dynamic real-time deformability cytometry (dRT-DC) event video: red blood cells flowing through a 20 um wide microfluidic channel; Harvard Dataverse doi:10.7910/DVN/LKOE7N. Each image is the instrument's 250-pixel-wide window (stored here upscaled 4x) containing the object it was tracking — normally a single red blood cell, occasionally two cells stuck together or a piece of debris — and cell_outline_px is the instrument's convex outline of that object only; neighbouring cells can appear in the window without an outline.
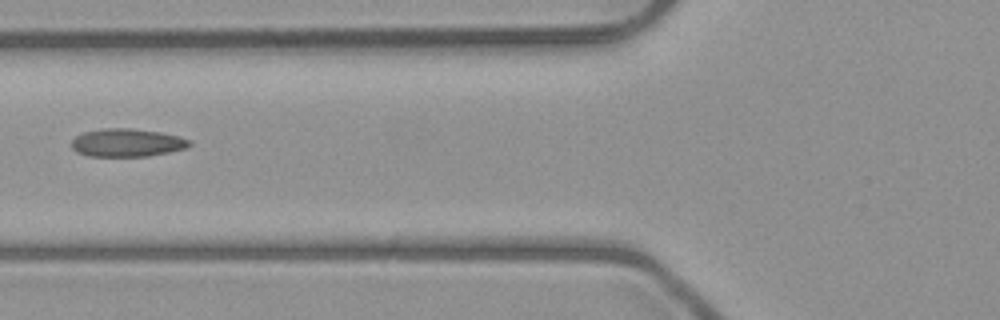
{"species": "common noctule bat (a hibernating species)", "species_latin": "Nyctalus noctula", "temperature_condition": "room temperature", "stored_images_in_passage": 6, "camera_frame_rate_fps": 3000, "um_per_image_px": 0.085, "animal": {"sex": "male", "body_mass_g": 23.1, "forearm_length_mm": 52.7}, "frame": {"image": 1, "passage_image": 6, "time_ms": 6.333, "image_size_px": [1000, 320], "cell_outline_px": [[192, 144], [188, 148], [148, 156], [88, 156], [76, 152], [72, 148], [72, 140], [76, 136], [84, 132], [100, 128], [132, 128], [160, 132], [176, 136], [188, 140]], "centroid_in_image_um": [10.77, 12.13], "position_along_channel_um": 115.0, "area_um2": 19.25}}